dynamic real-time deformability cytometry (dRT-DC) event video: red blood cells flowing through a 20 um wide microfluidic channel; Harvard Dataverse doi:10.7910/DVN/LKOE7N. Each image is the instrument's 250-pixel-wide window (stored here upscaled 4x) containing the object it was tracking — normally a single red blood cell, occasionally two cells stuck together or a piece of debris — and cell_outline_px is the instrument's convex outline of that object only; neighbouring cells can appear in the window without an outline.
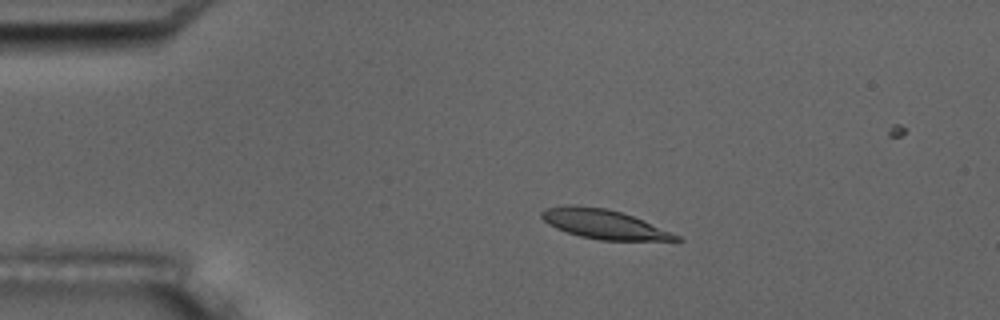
{"species": "common noctule bat (a hibernating species)", "species_latin": "Nyctalus noctula", "temperature_condition": "room temperature", "stored_images_in_passage": 10, "camera_frame_rate_fps": 3000, "um_per_image_px": 0.085, "animal": {"sex": "male", "body_mass_g": 17.5, "forearm_length_mm": 52.3}, "frame": {"image": 1, "passage_image": 4, "time_ms": 3.333, "image_size_px": [1000, 320], "cell_outline_px": [[684, 240], [600, 240], [580, 236], [556, 228], [548, 224], [540, 216], [540, 212], [548, 208], [568, 204], [572, 204], [604, 208], [620, 212], [644, 220], [680, 236]], "centroid_in_image_um": [51.31, 19.04], "position_along_channel_um": 33.7, "area_um2": 22.72}}
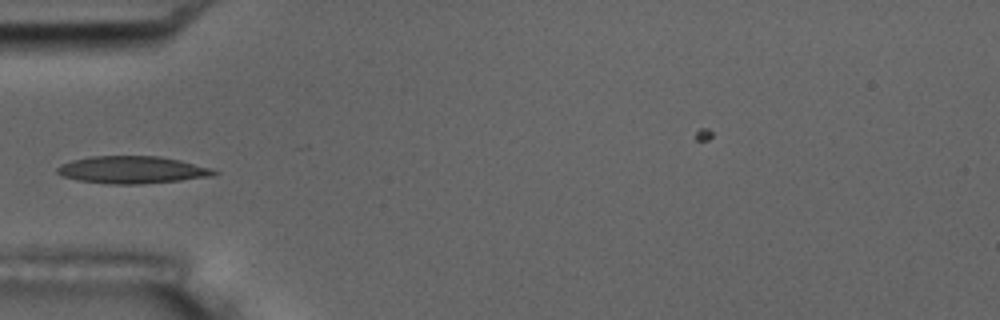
{"frame": {"image": 2, "passage_image": 6, "time_ms": 5.667, "image_size_px": [1000, 320], "cell_outline_px": [[220, 172], [212, 176], [180, 180], [140, 184], [112, 184], [76, 180], [60, 176], [56, 172], [56, 168], [60, 164], [72, 160], [88, 156], [160, 156], [180, 160], [212, 168]], "centroid_in_image_um": [11.2, 14.43], "position_along_channel_um": 73.8, "area_um2": 25.14}}
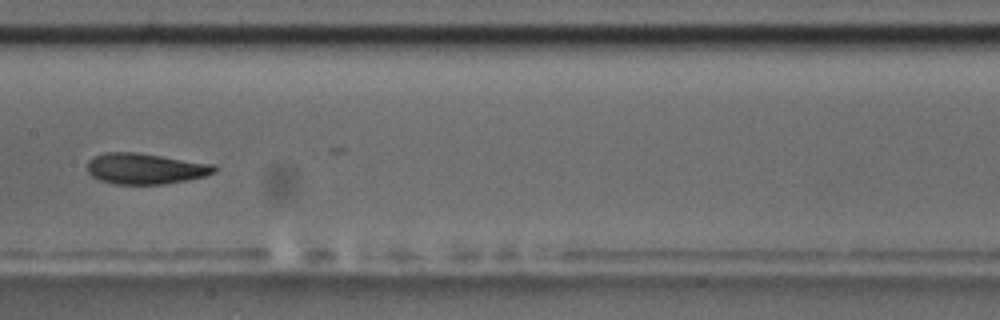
{"frame": {"image": 3, "passage_image": 9, "time_ms": 9.0, "image_size_px": [1000, 320], "cell_outline_px": [[220, 168], [216, 172], [204, 176], [188, 180], [164, 184], [112, 184], [100, 180], [92, 176], [88, 172], [88, 160], [92, 156], [104, 152], [136, 152], [212, 164]], "centroid_in_image_um": [12.34, 14.33], "position_along_channel_um": 195.1, "area_um2": 22.95}}